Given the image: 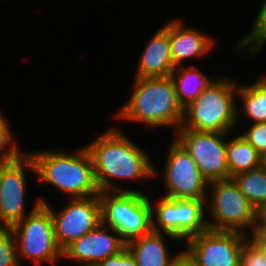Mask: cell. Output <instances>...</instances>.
Listing matches in <instances>:
<instances>
[{
    "mask_svg": "<svg viewBox=\"0 0 266 266\" xmlns=\"http://www.w3.org/2000/svg\"><path fill=\"white\" fill-rule=\"evenodd\" d=\"M120 129L108 128L95 139L87 148L94 168V175L100 192L137 191L136 189L121 188L113 179H149L157 177L151 159L140 146L129 140ZM113 181V182H112Z\"/></svg>",
    "mask_w": 266,
    "mask_h": 266,
    "instance_id": "1",
    "label": "cell"
},
{
    "mask_svg": "<svg viewBox=\"0 0 266 266\" xmlns=\"http://www.w3.org/2000/svg\"><path fill=\"white\" fill-rule=\"evenodd\" d=\"M133 93L116 111L115 118L134 121L149 127H181L184 109L180 105L171 76L135 77ZM170 125V126H169Z\"/></svg>",
    "mask_w": 266,
    "mask_h": 266,
    "instance_id": "2",
    "label": "cell"
},
{
    "mask_svg": "<svg viewBox=\"0 0 266 266\" xmlns=\"http://www.w3.org/2000/svg\"><path fill=\"white\" fill-rule=\"evenodd\" d=\"M35 165V174L70 199L99 195L91 156L84 146L76 154L59 151L28 152Z\"/></svg>",
    "mask_w": 266,
    "mask_h": 266,
    "instance_id": "3",
    "label": "cell"
},
{
    "mask_svg": "<svg viewBox=\"0 0 266 266\" xmlns=\"http://www.w3.org/2000/svg\"><path fill=\"white\" fill-rule=\"evenodd\" d=\"M237 92L236 82L224 76L216 79L184 108L183 121L179 129L216 133L231 132L239 122Z\"/></svg>",
    "mask_w": 266,
    "mask_h": 266,
    "instance_id": "4",
    "label": "cell"
},
{
    "mask_svg": "<svg viewBox=\"0 0 266 266\" xmlns=\"http://www.w3.org/2000/svg\"><path fill=\"white\" fill-rule=\"evenodd\" d=\"M102 223L128 243L152 231V208L141 191L100 192Z\"/></svg>",
    "mask_w": 266,
    "mask_h": 266,
    "instance_id": "5",
    "label": "cell"
},
{
    "mask_svg": "<svg viewBox=\"0 0 266 266\" xmlns=\"http://www.w3.org/2000/svg\"><path fill=\"white\" fill-rule=\"evenodd\" d=\"M10 229L17 245L18 259L31 258L35 265L44 261L54 265L63 258V250L55 237L53 217L39 198L28 215Z\"/></svg>",
    "mask_w": 266,
    "mask_h": 266,
    "instance_id": "6",
    "label": "cell"
},
{
    "mask_svg": "<svg viewBox=\"0 0 266 266\" xmlns=\"http://www.w3.org/2000/svg\"><path fill=\"white\" fill-rule=\"evenodd\" d=\"M208 186L212 187L211 199L206 200V208L209 206L213 218L211 221L207 220L210 230L244 234H247L246 228L254 230L259 221V213L240 192L233 178L209 182Z\"/></svg>",
    "mask_w": 266,
    "mask_h": 266,
    "instance_id": "7",
    "label": "cell"
},
{
    "mask_svg": "<svg viewBox=\"0 0 266 266\" xmlns=\"http://www.w3.org/2000/svg\"><path fill=\"white\" fill-rule=\"evenodd\" d=\"M206 200L173 199L163 196L160 202L156 203V208H152V231H162L180 240H187L206 231L209 229L205 220Z\"/></svg>",
    "mask_w": 266,
    "mask_h": 266,
    "instance_id": "8",
    "label": "cell"
},
{
    "mask_svg": "<svg viewBox=\"0 0 266 266\" xmlns=\"http://www.w3.org/2000/svg\"><path fill=\"white\" fill-rule=\"evenodd\" d=\"M247 235L207 229L187 239L183 253L195 266H241Z\"/></svg>",
    "mask_w": 266,
    "mask_h": 266,
    "instance_id": "9",
    "label": "cell"
},
{
    "mask_svg": "<svg viewBox=\"0 0 266 266\" xmlns=\"http://www.w3.org/2000/svg\"><path fill=\"white\" fill-rule=\"evenodd\" d=\"M228 134L178 129L174 138L189 153L209 183L229 178L227 139H225Z\"/></svg>",
    "mask_w": 266,
    "mask_h": 266,
    "instance_id": "10",
    "label": "cell"
},
{
    "mask_svg": "<svg viewBox=\"0 0 266 266\" xmlns=\"http://www.w3.org/2000/svg\"><path fill=\"white\" fill-rule=\"evenodd\" d=\"M166 164L161 175L167 194L173 199H208V181L202 176L195 161L175 139L167 150Z\"/></svg>",
    "mask_w": 266,
    "mask_h": 266,
    "instance_id": "11",
    "label": "cell"
},
{
    "mask_svg": "<svg viewBox=\"0 0 266 266\" xmlns=\"http://www.w3.org/2000/svg\"><path fill=\"white\" fill-rule=\"evenodd\" d=\"M40 202L51 212L56 241L62 250L102 222L99 195L70 199L64 209L57 212L45 199L40 198Z\"/></svg>",
    "mask_w": 266,
    "mask_h": 266,
    "instance_id": "12",
    "label": "cell"
},
{
    "mask_svg": "<svg viewBox=\"0 0 266 266\" xmlns=\"http://www.w3.org/2000/svg\"><path fill=\"white\" fill-rule=\"evenodd\" d=\"M26 168L34 171L35 165L29 153L0 163V227H12L26 215Z\"/></svg>",
    "mask_w": 266,
    "mask_h": 266,
    "instance_id": "13",
    "label": "cell"
},
{
    "mask_svg": "<svg viewBox=\"0 0 266 266\" xmlns=\"http://www.w3.org/2000/svg\"><path fill=\"white\" fill-rule=\"evenodd\" d=\"M109 230L114 235L109 234ZM126 244L113 228L101 222L95 229L68 245L63 250V258L83 262V266H96L106 258L121 252Z\"/></svg>",
    "mask_w": 266,
    "mask_h": 266,
    "instance_id": "14",
    "label": "cell"
},
{
    "mask_svg": "<svg viewBox=\"0 0 266 266\" xmlns=\"http://www.w3.org/2000/svg\"><path fill=\"white\" fill-rule=\"evenodd\" d=\"M176 66L169 43V21L148 41L138 63V78L168 77Z\"/></svg>",
    "mask_w": 266,
    "mask_h": 266,
    "instance_id": "15",
    "label": "cell"
},
{
    "mask_svg": "<svg viewBox=\"0 0 266 266\" xmlns=\"http://www.w3.org/2000/svg\"><path fill=\"white\" fill-rule=\"evenodd\" d=\"M182 19L169 21V43L172 61L176 67L182 65L183 60L189 58H202L209 54L214 41L207 34L198 29L186 28Z\"/></svg>",
    "mask_w": 266,
    "mask_h": 266,
    "instance_id": "16",
    "label": "cell"
},
{
    "mask_svg": "<svg viewBox=\"0 0 266 266\" xmlns=\"http://www.w3.org/2000/svg\"><path fill=\"white\" fill-rule=\"evenodd\" d=\"M173 240H180L174 235L151 231L141 237L132 239L126 244L127 249L134 256L137 266H172L183 254V251L169 256L164 235Z\"/></svg>",
    "mask_w": 266,
    "mask_h": 266,
    "instance_id": "17",
    "label": "cell"
},
{
    "mask_svg": "<svg viewBox=\"0 0 266 266\" xmlns=\"http://www.w3.org/2000/svg\"><path fill=\"white\" fill-rule=\"evenodd\" d=\"M180 105L186 108L215 80L203 74L197 67L178 66L171 73Z\"/></svg>",
    "mask_w": 266,
    "mask_h": 266,
    "instance_id": "18",
    "label": "cell"
},
{
    "mask_svg": "<svg viewBox=\"0 0 266 266\" xmlns=\"http://www.w3.org/2000/svg\"><path fill=\"white\" fill-rule=\"evenodd\" d=\"M265 158L240 134L227 141V164L229 178L261 167Z\"/></svg>",
    "mask_w": 266,
    "mask_h": 266,
    "instance_id": "19",
    "label": "cell"
},
{
    "mask_svg": "<svg viewBox=\"0 0 266 266\" xmlns=\"http://www.w3.org/2000/svg\"><path fill=\"white\" fill-rule=\"evenodd\" d=\"M237 97L247 119L252 123L266 122V75L248 86L239 85Z\"/></svg>",
    "mask_w": 266,
    "mask_h": 266,
    "instance_id": "20",
    "label": "cell"
},
{
    "mask_svg": "<svg viewBox=\"0 0 266 266\" xmlns=\"http://www.w3.org/2000/svg\"><path fill=\"white\" fill-rule=\"evenodd\" d=\"M240 192L260 213L266 207V165L232 177Z\"/></svg>",
    "mask_w": 266,
    "mask_h": 266,
    "instance_id": "21",
    "label": "cell"
},
{
    "mask_svg": "<svg viewBox=\"0 0 266 266\" xmlns=\"http://www.w3.org/2000/svg\"><path fill=\"white\" fill-rule=\"evenodd\" d=\"M257 13V17L251 29L244 38L239 40L238 45H236V51L240 53V55L249 51L251 54L255 55V53L260 52L263 45L266 43V0H264Z\"/></svg>",
    "mask_w": 266,
    "mask_h": 266,
    "instance_id": "22",
    "label": "cell"
},
{
    "mask_svg": "<svg viewBox=\"0 0 266 266\" xmlns=\"http://www.w3.org/2000/svg\"><path fill=\"white\" fill-rule=\"evenodd\" d=\"M13 136L7 120L0 112V163L11 161L22 153Z\"/></svg>",
    "mask_w": 266,
    "mask_h": 266,
    "instance_id": "23",
    "label": "cell"
},
{
    "mask_svg": "<svg viewBox=\"0 0 266 266\" xmlns=\"http://www.w3.org/2000/svg\"><path fill=\"white\" fill-rule=\"evenodd\" d=\"M17 245L10 228L0 227V266H21Z\"/></svg>",
    "mask_w": 266,
    "mask_h": 266,
    "instance_id": "24",
    "label": "cell"
},
{
    "mask_svg": "<svg viewBox=\"0 0 266 266\" xmlns=\"http://www.w3.org/2000/svg\"><path fill=\"white\" fill-rule=\"evenodd\" d=\"M240 135L266 158V122L252 123L249 130Z\"/></svg>",
    "mask_w": 266,
    "mask_h": 266,
    "instance_id": "25",
    "label": "cell"
},
{
    "mask_svg": "<svg viewBox=\"0 0 266 266\" xmlns=\"http://www.w3.org/2000/svg\"><path fill=\"white\" fill-rule=\"evenodd\" d=\"M241 266H266V254L250 238L242 249Z\"/></svg>",
    "mask_w": 266,
    "mask_h": 266,
    "instance_id": "26",
    "label": "cell"
},
{
    "mask_svg": "<svg viewBox=\"0 0 266 266\" xmlns=\"http://www.w3.org/2000/svg\"><path fill=\"white\" fill-rule=\"evenodd\" d=\"M96 266H137L132 253L125 247L121 252L99 262Z\"/></svg>",
    "mask_w": 266,
    "mask_h": 266,
    "instance_id": "27",
    "label": "cell"
},
{
    "mask_svg": "<svg viewBox=\"0 0 266 266\" xmlns=\"http://www.w3.org/2000/svg\"><path fill=\"white\" fill-rule=\"evenodd\" d=\"M249 237L266 254V226L258 221L257 226Z\"/></svg>",
    "mask_w": 266,
    "mask_h": 266,
    "instance_id": "28",
    "label": "cell"
},
{
    "mask_svg": "<svg viewBox=\"0 0 266 266\" xmlns=\"http://www.w3.org/2000/svg\"><path fill=\"white\" fill-rule=\"evenodd\" d=\"M172 266H195L183 253Z\"/></svg>",
    "mask_w": 266,
    "mask_h": 266,
    "instance_id": "29",
    "label": "cell"
},
{
    "mask_svg": "<svg viewBox=\"0 0 266 266\" xmlns=\"http://www.w3.org/2000/svg\"><path fill=\"white\" fill-rule=\"evenodd\" d=\"M259 221L266 226V207L259 213Z\"/></svg>",
    "mask_w": 266,
    "mask_h": 266,
    "instance_id": "30",
    "label": "cell"
}]
</instances>
